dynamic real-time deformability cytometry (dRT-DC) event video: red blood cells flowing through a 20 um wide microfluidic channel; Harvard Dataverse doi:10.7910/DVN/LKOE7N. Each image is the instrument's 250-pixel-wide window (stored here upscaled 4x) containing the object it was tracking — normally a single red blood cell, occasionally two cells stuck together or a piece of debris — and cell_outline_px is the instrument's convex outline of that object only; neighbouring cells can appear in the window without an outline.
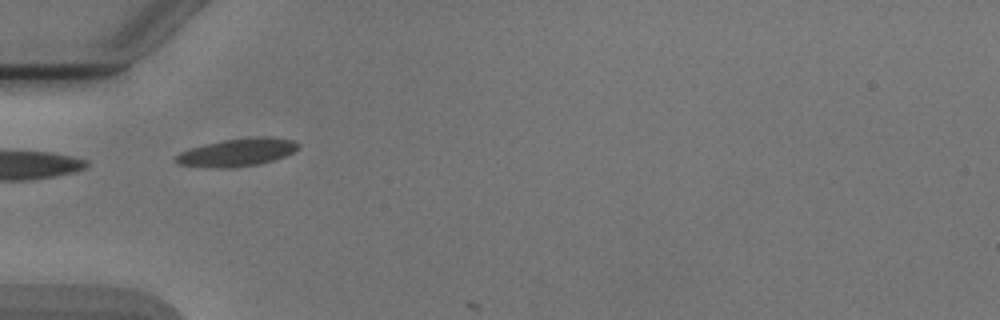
{"species": "Egyptian fruit bat (a non-hibernating species)", "species_latin": "Rousettus aegyptiacus", "temperature_condition": "cold", "stored_images_in_passage": 2, "camera_frame_rate_fps": 3000, "um_per_image_px": 0.085, "animal": {"sex": "male"}, "frame": {"image": 1, "passage_image": 1, "time_ms": 0.0, "image_size_px": [1000, 320], "cell_outline_px": [[300, 148], [284, 156], [272, 160], [256, 164], [224, 168], [208, 168], [176, 164], [176, 156], [180, 152], [188, 148], [204, 144], [224, 140], [256, 136], [268, 136], [292, 140], [300, 144]], "centroid_in_image_um": [20.13, 12.94], "position_along_channel_um": 64.9, "area_um2": 19.83}}